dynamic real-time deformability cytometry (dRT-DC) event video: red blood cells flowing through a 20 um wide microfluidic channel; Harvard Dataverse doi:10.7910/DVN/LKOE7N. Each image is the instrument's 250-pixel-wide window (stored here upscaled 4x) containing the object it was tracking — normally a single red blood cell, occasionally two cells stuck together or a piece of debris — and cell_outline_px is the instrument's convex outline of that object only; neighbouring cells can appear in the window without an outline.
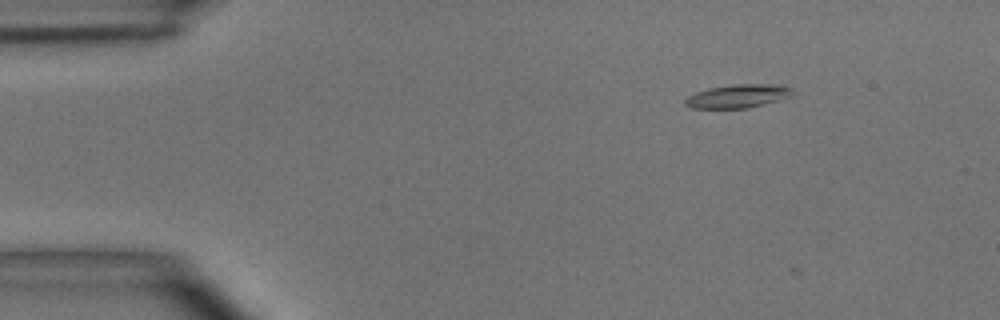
{"species": "common noctule bat (a hibernating species)", "species_latin": "Nyctalus noctula", "temperature_condition": "room temperature", "stored_images_in_passage": 2, "camera_frame_rate_fps": 3000, "um_per_image_px": 0.085, "animal": {"sex": "male", "body_mass_g": 15.6}, "frame": {"image": 1, "passage_image": 1, "time_ms": 0.0, "image_size_px": [1000, 320], "cell_outline_px": [[796, 92], [792, 96], [748, 108], [692, 108], [684, 104], [684, 100], [688, 96], [696, 92], [708, 88], [732, 84], [780, 84], [792, 88]], "centroid_in_image_um": [62.75, 8.16], "position_along_channel_um": 22.3, "area_um2": 14.8}}